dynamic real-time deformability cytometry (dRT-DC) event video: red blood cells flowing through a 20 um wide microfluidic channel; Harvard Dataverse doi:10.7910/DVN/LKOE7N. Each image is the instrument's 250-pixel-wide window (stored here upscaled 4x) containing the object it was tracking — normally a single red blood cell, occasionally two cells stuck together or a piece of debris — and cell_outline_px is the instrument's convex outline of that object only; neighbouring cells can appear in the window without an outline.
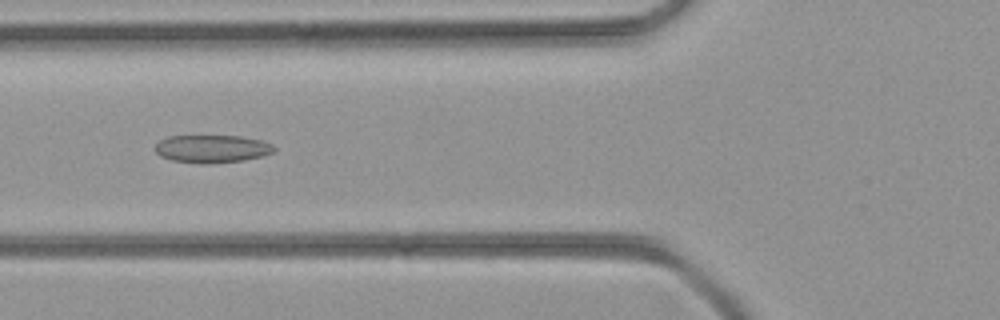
{"species": "common noctule bat (a hibernating species)", "species_latin": "Nyctalus noctula", "temperature_condition": "room temperature", "stored_images_in_passage": 45, "camera_frame_rate_fps": 3000, "um_per_image_px": 0.085, "animal": {"sex": "female", "body_mass_g": 21.9}, "frame": {"image": 1, "passage_image": 17, "time_ms": 5.333, "image_size_px": [1000, 320], "cell_outline_px": [[276, 148], [272, 152], [264, 156], [244, 160], [208, 164], [200, 164], [172, 160], [160, 156], [152, 148], [160, 140], [168, 136], [240, 136], [260, 140], [272, 144]], "centroid_in_image_um": [17.99, 12.65], "position_along_channel_um": 107.8, "area_um2": 19.42}}
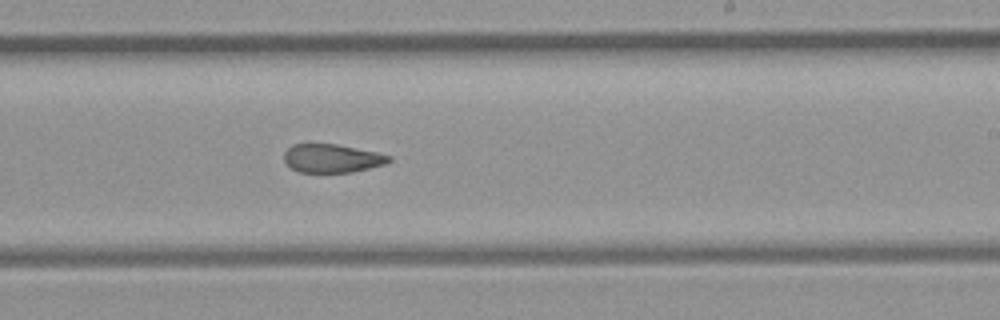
{"frame": {"image": 2, "passage_image": 27, "time_ms": 8.667, "image_size_px": [1000, 320], "cell_outline_px": [[392, 160], [384, 164], [352, 172], [300, 172], [292, 168], [284, 160], [284, 152], [292, 144], [336, 144], [376, 152], [392, 156]], "centroid_in_image_um": [28.22, 13.45], "position_along_channel_um": 260.8, "area_um2": 17.22}}
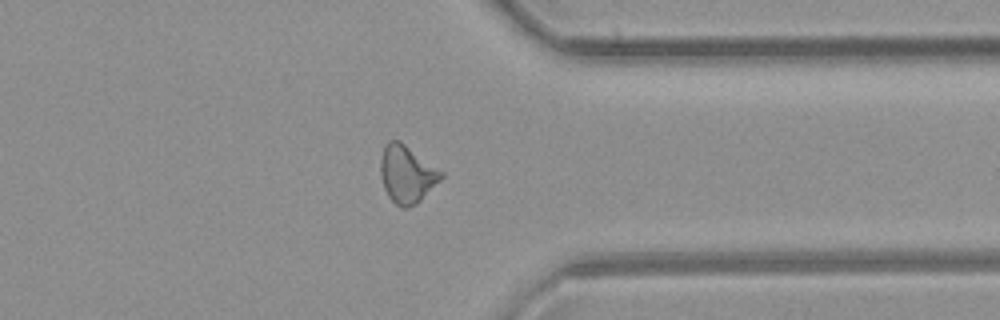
{"frame": {"image": 3, "passage_image": 35, "time_ms": 11.333, "image_size_px": [1000, 320], "cell_outline_px": [[444, 176], [416, 204], [408, 208], [400, 208], [388, 196], [384, 188], [380, 176], [380, 160], [384, 148], [388, 140], [400, 140], [444, 172]], "centroid_in_image_um": [34.57, 14.8], "position_along_channel_um": 376.8, "area_um2": 20.35}}